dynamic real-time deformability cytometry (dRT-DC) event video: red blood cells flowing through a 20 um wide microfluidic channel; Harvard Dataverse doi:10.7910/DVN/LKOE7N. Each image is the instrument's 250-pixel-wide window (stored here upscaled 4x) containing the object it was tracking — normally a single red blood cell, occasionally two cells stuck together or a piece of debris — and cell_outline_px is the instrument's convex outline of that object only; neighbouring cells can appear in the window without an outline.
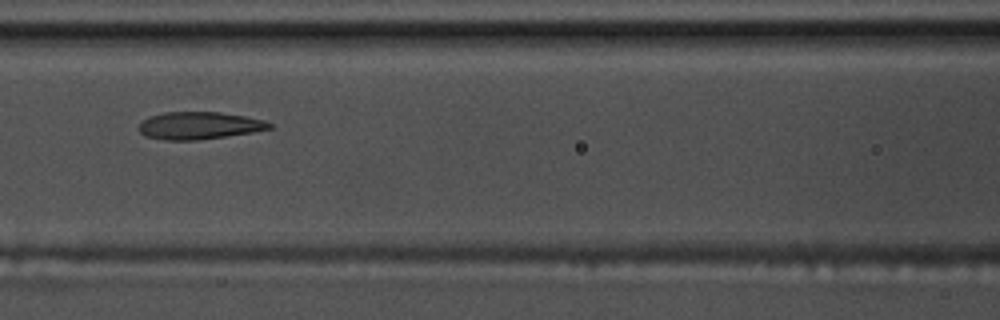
{"species": "common noctule bat (a hibernating species)", "species_latin": "Nyctalus noctula", "temperature_condition": "warm", "stored_images_in_passage": 55, "camera_frame_rate_fps": 3000, "um_per_image_px": 0.085, "animal": {"sex": "male", "body_mass_g": 17.5, "forearm_length_mm": 52.3}, "frame": {"image": 1, "passage_image": 23, "time_ms": 7.333, "image_size_px": [1000, 320], "cell_outline_px": [[272, 128], [252, 132], [196, 140], [168, 140], [148, 136], [140, 132], [140, 124], [148, 116], [164, 112], [220, 112], [244, 116], [264, 120], [272, 124]], "centroid_in_image_um": [16.94, 10.66], "position_along_channel_um": 149.7, "area_um2": 20.52}}
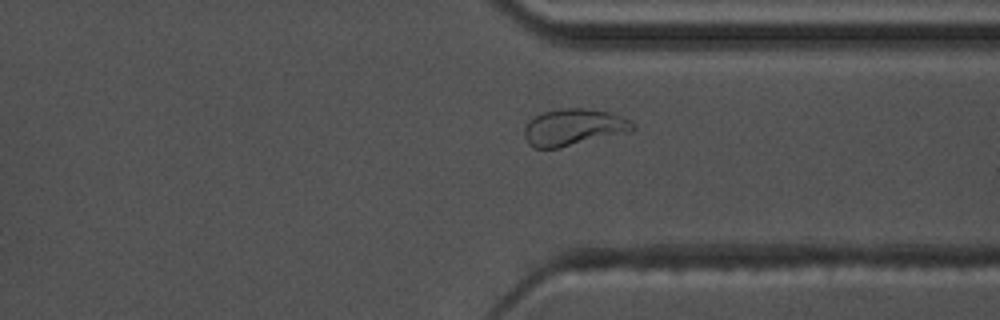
{"frame": {"image": 2, "passage_image": 41, "time_ms": 13.333, "image_size_px": [1000, 320], "cell_outline_px": [[636, 128], [632, 132], [556, 148], [532, 148], [528, 144], [524, 136], [524, 128], [536, 116], [544, 112], [560, 108], [584, 108], [612, 112], [636, 124]], "centroid_in_image_um": [48.8, 10.82], "position_along_channel_um": 362.6, "area_um2": 23.24}}
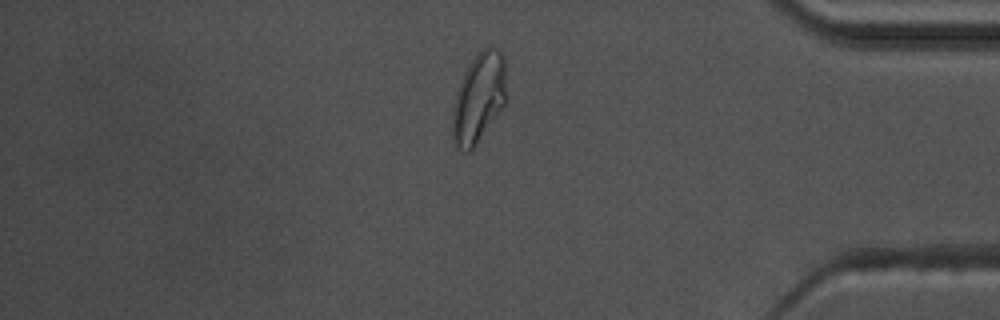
{"frame": {"image": 3, "passage_image": 46, "time_ms": 15.0, "image_size_px": [1000, 320], "cell_outline_px": [[508, 100], [472, 152], [464, 152], [456, 148], [452, 136], [452, 108], [456, 92], [464, 72], [468, 64], [476, 52], [488, 44], [504, 52], [508, 92]], "centroid_in_image_um": [40.73, 8.3], "position_along_channel_um": 394.5, "area_um2": 29.59}, "authors_computed_cell_mechanics": {"area_um2": 22.8888, "velocity_mm_per_s": 3.5535, "shape_relaxation_time_tau1_ms": null, "shape_relaxation_time_tau2_ms": 1.7258, "deformation_change_tau1": null, "deformation_change_tau2": 0.0845}}